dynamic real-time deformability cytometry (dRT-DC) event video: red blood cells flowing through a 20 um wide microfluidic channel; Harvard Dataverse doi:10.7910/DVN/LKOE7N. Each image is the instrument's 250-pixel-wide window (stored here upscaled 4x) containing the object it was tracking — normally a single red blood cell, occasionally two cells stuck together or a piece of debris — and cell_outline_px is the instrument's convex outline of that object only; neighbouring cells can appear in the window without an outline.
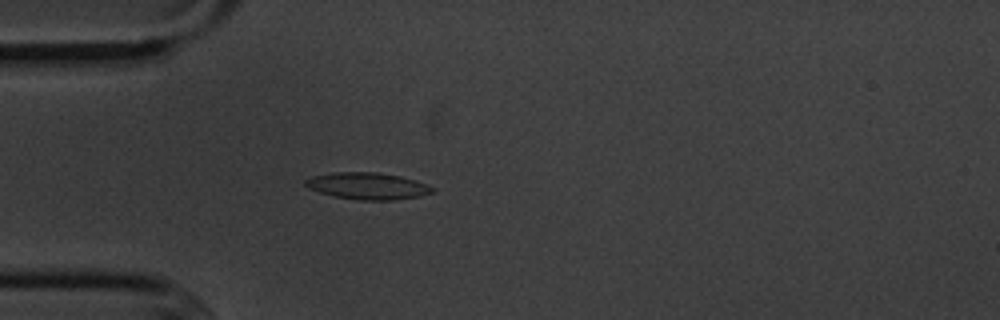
{"species": "common noctule bat (a hibernating species)", "species_latin": "Nyctalus noctula", "temperature_condition": "cold", "stored_images_in_passage": 4, "camera_frame_rate_fps": 3000, "um_per_image_px": 0.085, "animal": {"sex": "male", "body_mass_g": 20.1, "forearm_length_mm": 53.5}, "frame": {"image": 1, "passage_image": 4, "time_ms": 3.333, "image_size_px": [1000, 320], "cell_outline_px": [[436, 188], [432, 192], [420, 196], [392, 200], [360, 200], [332, 196], [308, 188], [304, 184], [304, 180], [312, 176], [332, 172], [380, 172], [400, 176], [416, 180], [428, 184]], "centroid_in_image_um": [31.25, 15.8], "position_along_channel_um": 53.8, "area_um2": 20.0}}